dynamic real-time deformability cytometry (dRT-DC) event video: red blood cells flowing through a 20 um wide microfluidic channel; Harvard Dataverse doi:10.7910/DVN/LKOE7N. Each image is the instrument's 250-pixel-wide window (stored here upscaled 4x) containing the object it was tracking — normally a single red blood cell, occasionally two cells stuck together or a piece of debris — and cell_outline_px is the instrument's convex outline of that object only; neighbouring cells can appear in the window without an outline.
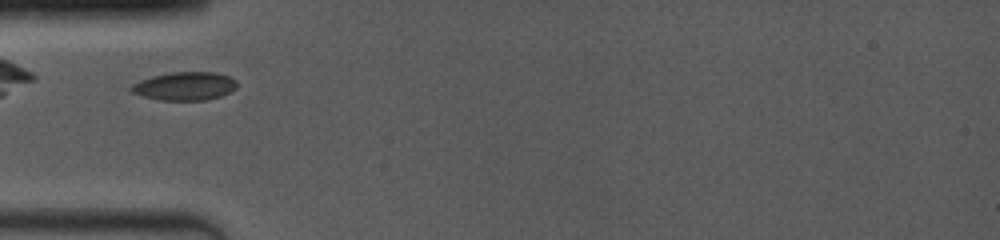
{"species": "common noctule bat (a hibernating species)", "species_latin": "Nyctalus noctula", "temperature_condition": "room temperature", "stored_images_in_passage": 13, "camera_frame_rate_fps": 4000, "um_per_image_px": 0.085, "animal": {"sex": "female", "body_mass_g": 19.0, "forearm_length_mm": 53.3}, "frame": {"image": 1, "passage_image": 3, "time_ms": 0.75, "image_size_px": [1000, 240], "cell_outline_px": [[236, 88], [220, 96], [204, 100], [160, 100], [144, 96], [132, 92], [128, 88], [132, 84], [140, 80], [152, 76], [172, 72], [216, 72], [228, 76], [236, 80]], "centroid_in_image_um": [15.68, 7.31], "position_along_channel_um": 69.3, "area_um2": 17.34}}
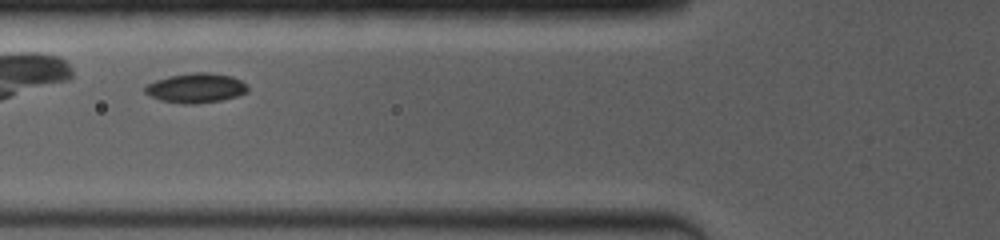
{"frame": {"image": 2, "passage_image": 6, "time_ms": 1.75, "image_size_px": [1000, 240], "cell_outline_px": [[248, 92], [236, 96], [220, 100], [196, 104], [184, 104], [160, 100], [144, 92], [144, 84], [168, 76], [192, 72], [208, 72], [232, 76], [248, 84]], "centroid_in_image_um": [16.64, 7.47], "position_along_channel_um": 109.2, "area_um2": 17.86}}